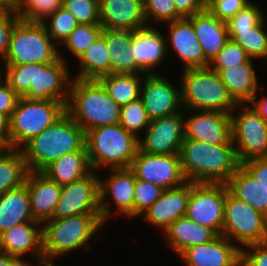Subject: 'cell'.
Returning a JSON list of instances; mask_svg holds the SVG:
<instances>
[{"label": "cell", "mask_w": 267, "mask_h": 266, "mask_svg": "<svg viewBox=\"0 0 267 266\" xmlns=\"http://www.w3.org/2000/svg\"><path fill=\"white\" fill-rule=\"evenodd\" d=\"M45 266H57V265H55L54 262H53V263H46Z\"/></svg>", "instance_id": "91938a15"}, {"label": "cell", "mask_w": 267, "mask_h": 266, "mask_svg": "<svg viewBox=\"0 0 267 266\" xmlns=\"http://www.w3.org/2000/svg\"><path fill=\"white\" fill-rule=\"evenodd\" d=\"M129 168L136 179L158 185L164 190L187 182L179 154H149L138 149Z\"/></svg>", "instance_id": "7c38bea8"}, {"label": "cell", "mask_w": 267, "mask_h": 266, "mask_svg": "<svg viewBox=\"0 0 267 266\" xmlns=\"http://www.w3.org/2000/svg\"><path fill=\"white\" fill-rule=\"evenodd\" d=\"M150 121L140 98L121 106L119 124L136 137H138L139 131L141 132L143 128H148Z\"/></svg>", "instance_id": "f35d334b"}, {"label": "cell", "mask_w": 267, "mask_h": 266, "mask_svg": "<svg viewBox=\"0 0 267 266\" xmlns=\"http://www.w3.org/2000/svg\"><path fill=\"white\" fill-rule=\"evenodd\" d=\"M250 2L248 0H206V8L219 20L227 22Z\"/></svg>", "instance_id": "7dc6e473"}, {"label": "cell", "mask_w": 267, "mask_h": 266, "mask_svg": "<svg viewBox=\"0 0 267 266\" xmlns=\"http://www.w3.org/2000/svg\"><path fill=\"white\" fill-rule=\"evenodd\" d=\"M165 39L161 32L152 27V24L132 31L129 50L131 57L144 74L155 73L152 68L163 62L168 49Z\"/></svg>", "instance_id": "cb8c5ba5"}, {"label": "cell", "mask_w": 267, "mask_h": 266, "mask_svg": "<svg viewBox=\"0 0 267 266\" xmlns=\"http://www.w3.org/2000/svg\"><path fill=\"white\" fill-rule=\"evenodd\" d=\"M177 12L189 17L206 9V0H173Z\"/></svg>", "instance_id": "f5cc1de1"}, {"label": "cell", "mask_w": 267, "mask_h": 266, "mask_svg": "<svg viewBox=\"0 0 267 266\" xmlns=\"http://www.w3.org/2000/svg\"><path fill=\"white\" fill-rule=\"evenodd\" d=\"M181 104L184 109L231 111L244 106L230 96L217 72L210 67L184 69L182 72Z\"/></svg>", "instance_id": "5b68a950"}, {"label": "cell", "mask_w": 267, "mask_h": 266, "mask_svg": "<svg viewBox=\"0 0 267 266\" xmlns=\"http://www.w3.org/2000/svg\"><path fill=\"white\" fill-rule=\"evenodd\" d=\"M228 187L224 183L190 182L186 216L222 235Z\"/></svg>", "instance_id": "30bf717a"}, {"label": "cell", "mask_w": 267, "mask_h": 266, "mask_svg": "<svg viewBox=\"0 0 267 266\" xmlns=\"http://www.w3.org/2000/svg\"><path fill=\"white\" fill-rule=\"evenodd\" d=\"M2 71H0V112L9 118L20 97L10 88L6 81H2Z\"/></svg>", "instance_id": "f907efd6"}, {"label": "cell", "mask_w": 267, "mask_h": 266, "mask_svg": "<svg viewBox=\"0 0 267 266\" xmlns=\"http://www.w3.org/2000/svg\"><path fill=\"white\" fill-rule=\"evenodd\" d=\"M87 151L63 155L48 165L42 173L60 186L80 180L92 172Z\"/></svg>", "instance_id": "4dcf8cb0"}, {"label": "cell", "mask_w": 267, "mask_h": 266, "mask_svg": "<svg viewBox=\"0 0 267 266\" xmlns=\"http://www.w3.org/2000/svg\"><path fill=\"white\" fill-rule=\"evenodd\" d=\"M231 133L240 164L267 158V122L252 107L244 106L237 116L231 113Z\"/></svg>", "instance_id": "8fae6325"}, {"label": "cell", "mask_w": 267, "mask_h": 266, "mask_svg": "<svg viewBox=\"0 0 267 266\" xmlns=\"http://www.w3.org/2000/svg\"><path fill=\"white\" fill-rule=\"evenodd\" d=\"M13 266H31L27 263H25V261L21 260V258H18L14 263Z\"/></svg>", "instance_id": "680465c9"}, {"label": "cell", "mask_w": 267, "mask_h": 266, "mask_svg": "<svg viewBox=\"0 0 267 266\" xmlns=\"http://www.w3.org/2000/svg\"><path fill=\"white\" fill-rule=\"evenodd\" d=\"M190 197V181L165 189L160 197L143 213L146 222L164 231L178 218L186 216Z\"/></svg>", "instance_id": "44dd1931"}, {"label": "cell", "mask_w": 267, "mask_h": 266, "mask_svg": "<svg viewBox=\"0 0 267 266\" xmlns=\"http://www.w3.org/2000/svg\"><path fill=\"white\" fill-rule=\"evenodd\" d=\"M28 172L21 149L3 147L0 150V195L22 186Z\"/></svg>", "instance_id": "836d02e7"}, {"label": "cell", "mask_w": 267, "mask_h": 266, "mask_svg": "<svg viewBox=\"0 0 267 266\" xmlns=\"http://www.w3.org/2000/svg\"><path fill=\"white\" fill-rule=\"evenodd\" d=\"M202 112V113H201ZM185 139H194L214 145L233 144L231 113L200 110L184 119Z\"/></svg>", "instance_id": "ac0fdd59"}, {"label": "cell", "mask_w": 267, "mask_h": 266, "mask_svg": "<svg viewBox=\"0 0 267 266\" xmlns=\"http://www.w3.org/2000/svg\"><path fill=\"white\" fill-rule=\"evenodd\" d=\"M101 214H80L50 219L42 225L43 256L46 263L85 246L102 227Z\"/></svg>", "instance_id": "8992f818"}, {"label": "cell", "mask_w": 267, "mask_h": 266, "mask_svg": "<svg viewBox=\"0 0 267 266\" xmlns=\"http://www.w3.org/2000/svg\"><path fill=\"white\" fill-rule=\"evenodd\" d=\"M251 58L247 52L233 39H229L223 49L210 62L211 69H223L244 63Z\"/></svg>", "instance_id": "ee69618b"}, {"label": "cell", "mask_w": 267, "mask_h": 266, "mask_svg": "<svg viewBox=\"0 0 267 266\" xmlns=\"http://www.w3.org/2000/svg\"><path fill=\"white\" fill-rule=\"evenodd\" d=\"M100 24H78L69 37L63 42L78 59L90 45L101 35Z\"/></svg>", "instance_id": "ab89813d"}, {"label": "cell", "mask_w": 267, "mask_h": 266, "mask_svg": "<svg viewBox=\"0 0 267 266\" xmlns=\"http://www.w3.org/2000/svg\"><path fill=\"white\" fill-rule=\"evenodd\" d=\"M21 151L28 171L42 172L63 155L87 151L85 131L65 113L53 125L26 142Z\"/></svg>", "instance_id": "7a4b0ae2"}, {"label": "cell", "mask_w": 267, "mask_h": 266, "mask_svg": "<svg viewBox=\"0 0 267 266\" xmlns=\"http://www.w3.org/2000/svg\"><path fill=\"white\" fill-rule=\"evenodd\" d=\"M112 174L106 180L99 181L100 210L102 222L105 223L110 217V203L107 201L108 194L117 205V212L128 218L133 217V202L135 189V175L130 168L111 169ZM107 201V202H105Z\"/></svg>", "instance_id": "e0dca14e"}, {"label": "cell", "mask_w": 267, "mask_h": 266, "mask_svg": "<svg viewBox=\"0 0 267 266\" xmlns=\"http://www.w3.org/2000/svg\"><path fill=\"white\" fill-rule=\"evenodd\" d=\"M49 18L51 20L49 21L51 22L50 24L46 21L43 22L48 35L52 40L55 39L57 41L58 46L63 45V42L78 25L75 17L61 6Z\"/></svg>", "instance_id": "60d3db41"}, {"label": "cell", "mask_w": 267, "mask_h": 266, "mask_svg": "<svg viewBox=\"0 0 267 266\" xmlns=\"http://www.w3.org/2000/svg\"><path fill=\"white\" fill-rule=\"evenodd\" d=\"M165 232L167 244L179 255L191 246L211 242L218 236L212 229L187 216L178 218Z\"/></svg>", "instance_id": "83f0119b"}, {"label": "cell", "mask_w": 267, "mask_h": 266, "mask_svg": "<svg viewBox=\"0 0 267 266\" xmlns=\"http://www.w3.org/2000/svg\"><path fill=\"white\" fill-rule=\"evenodd\" d=\"M101 36L105 39L111 59L112 73L143 74L131 57L132 31L103 29Z\"/></svg>", "instance_id": "f546056e"}, {"label": "cell", "mask_w": 267, "mask_h": 266, "mask_svg": "<svg viewBox=\"0 0 267 266\" xmlns=\"http://www.w3.org/2000/svg\"><path fill=\"white\" fill-rule=\"evenodd\" d=\"M80 73L75 79L98 80L111 74V59L105 39L100 35L77 59Z\"/></svg>", "instance_id": "d6a6232c"}, {"label": "cell", "mask_w": 267, "mask_h": 266, "mask_svg": "<svg viewBox=\"0 0 267 266\" xmlns=\"http://www.w3.org/2000/svg\"><path fill=\"white\" fill-rule=\"evenodd\" d=\"M38 225V226H37ZM42 225L39 222H26L14 225L0 234V252L21 258L28 252H33L40 266H45L43 256Z\"/></svg>", "instance_id": "7402d4cb"}, {"label": "cell", "mask_w": 267, "mask_h": 266, "mask_svg": "<svg viewBox=\"0 0 267 266\" xmlns=\"http://www.w3.org/2000/svg\"><path fill=\"white\" fill-rule=\"evenodd\" d=\"M37 222L30 209L27 185L6 191L0 195V234L14 225Z\"/></svg>", "instance_id": "f1b7e54d"}, {"label": "cell", "mask_w": 267, "mask_h": 266, "mask_svg": "<svg viewBox=\"0 0 267 266\" xmlns=\"http://www.w3.org/2000/svg\"><path fill=\"white\" fill-rule=\"evenodd\" d=\"M62 7L75 17L78 24H100L98 0H63Z\"/></svg>", "instance_id": "b9f144b4"}, {"label": "cell", "mask_w": 267, "mask_h": 266, "mask_svg": "<svg viewBox=\"0 0 267 266\" xmlns=\"http://www.w3.org/2000/svg\"><path fill=\"white\" fill-rule=\"evenodd\" d=\"M56 46L57 43L51 40L43 23H31L21 19L12 31L4 64H50L60 58Z\"/></svg>", "instance_id": "ba28073f"}, {"label": "cell", "mask_w": 267, "mask_h": 266, "mask_svg": "<svg viewBox=\"0 0 267 266\" xmlns=\"http://www.w3.org/2000/svg\"><path fill=\"white\" fill-rule=\"evenodd\" d=\"M25 184L30 198V209L35 221L44 223L52 219L62 186L50 180L42 172L29 171Z\"/></svg>", "instance_id": "603a6c76"}, {"label": "cell", "mask_w": 267, "mask_h": 266, "mask_svg": "<svg viewBox=\"0 0 267 266\" xmlns=\"http://www.w3.org/2000/svg\"><path fill=\"white\" fill-rule=\"evenodd\" d=\"M264 19L257 4L250 2L235 16L227 21L228 31H245L257 26Z\"/></svg>", "instance_id": "bcb514c9"}, {"label": "cell", "mask_w": 267, "mask_h": 266, "mask_svg": "<svg viewBox=\"0 0 267 266\" xmlns=\"http://www.w3.org/2000/svg\"><path fill=\"white\" fill-rule=\"evenodd\" d=\"M4 146L0 143V150L3 148Z\"/></svg>", "instance_id": "94428289"}, {"label": "cell", "mask_w": 267, "mask_h": 266, "mask_svg": "<svg viewBox=\"0 0 267 266\" xmlns=\"http://www.w3.org/2000/svg\"><path fill=\"white\" fill-rule=\"evenodd\" d=\"M184 114L157 118L150 121L144 138H139V150L149 154H179L185 139Z\"/></svg>", "instance_id": "5bb4252c"}, {"label": "cell", "mask_w": 267, "mask_h": 266, "mask_svg": "<svg viewBox=\"0 0 267 266\" xmlns=\"http://www.w3.org/2000/svg\"><path fill=\"white\" fill-rule=\"evenodd\" d=\"M242 165L255 177L267 192V158L250 159Z\"/></svg>", "instance_id": "816d5d0a"}, {"label": "cell", "mask_w": 267, "mask_h": 266, "mask_svg": "<svg viewBox=\"0 0 267 266\" xmlns=\"http://www.w3.org/2000/svg\"><path fill=\"white\" fill-rule=\"evenodd\" d=\"M226 185L233 196L267 216V192L242 164Z\"/></svg>", "instance_id": "1f68e13d"}, {"label": "cell", "mask_w": 267, "mask_h": 266, "mask_svg": "<svg viewBox=\"0 0 267 266\" xmlns=\"http://www.w3.org/2000/svg\"><path fill=\"white\" fill-rule=\"evenodd\" d=\"M252 60L251 58L249 61L228 68L212 69L217 72L237 104L250 102L257 93L258 79Z\"/></svg>", "instance_id": "4316f807"}, {"label": "cell", "mask_w": 267, "mask_h": 266, "mask_svg": "<svg viewBox=\"0 0 267 266\" xmlns=\"http://www.w3.org/2000/svg\"><path fill=\"white\" fill-rule=\"evenodd\" d=\"M265 18L255 27L245 31H228L229 38L237 42L250 58H265L267 55V33Z\"/></svg>", "instance_id": "d590c367"}, {"label": "cell", "mask_w": 267, "mask_h": 266, "mask_svg": "<svg viewBox=\"0 0 267 266\" xmlns=\"http://www.w3.org/2000/svg\"><path fill=\"white\" fill-rule=\"evenodd\" d=\"M19 0H0V9L16 10Z\"/></svg>", "instance_id": "6f0895ef"}, {"label": "cell", "mask_w": 267, "mask_h": 266, "mask_svg": "<svg viewBox=\"0 0 267 266\" xmlns=\"http://www.w3.org/2000/svg\"><path fill=\"white\" fill-rule=\"evenodd\" d=\"M4 81L20 97L23 98L30 87H34L35 63L22 65H5Z\"/></svg>", "instance_id": "74e56055"}, {"label": "cell", "mask_w": 267, "mask_h": 266, "mask_svg": "<svg viewBox=\"0 0 267 266\" xmlns=\"http://www.w3.org/2000/svg\"><path fill=\"white\" fill-rule=\"evenodd\" d=\"M167 24L171 45L182 62L183 70L209 67L210 63L198 42L192 22L183 17Z\"/></svg>", "instance_id": "d4e9b609"}, {"label": "cell", "mask_w": 267, "mask_h": 266, "mask_svg": "<svg viewBox=\"0 0 267 266\" xmlns=\"http://www.w3.org/2000/svg\"><path fill=\"white\" fill-rule=\"evenodd\" d=\"M244 247L248 249L241 248L240 264L242 266H267V241L249 244Z\"/></svg>", "instance_id": "681fc988"}, {"label": "cell", "mask_w": 267, "mask_h": 266, "mask_svg": "<svg viewBox=\"0 0 267 266\" xmlns=\"http://www.w3.org/2000/svg\"><path fill=\"white\" fill-rule=\"evenodd\" d=\"M138 140V137L120 124L87 131L85 146L92 170L105 166H110L111 169L129 168L139 149Z\"/></svg>", "instance_id": "277c9868"}, {"label": "cell", "mask_w": 267, "mask_h": 266, "mask_svg": "<svg viewBox=\"0 0 267 266\" xmlns=\"http://www.w3.org/2000/svg\"><path fill=\"white\" fill-rule=\"evenodd\" d=\"M65 113L66 105L60 101L19 98L9 117L8 147L19 149Z\"/></svg>", "instance_id": "52a82bcc"}, {"label": "cell", "mask_w": 267, "mask_h": 266, "mask_svg": "<svg viewBox=\"0 0 267 266\" xmlns=\"http://www.w3.org/2000/svg\"><path fill=\"white\" fill-rule=\"evenodd\" d=\"M187 18L192 22L198 42L210 63L230 39L227 22L219 20L207 8Z\"/></svg>", "instance_id": "484cf974"}, {"label": "cell", "mask_w": 267, "mask_h": 266, "mask_svg": "<svg viewBox=\"0 0 267 266\" xmlns=\"http://www.w3.org/2000/svg\"><path fill=\"white\" fill-rule=\"evenodd\" d=\"M63 0H19L16 12L22 20L43 23L62 6ZM46 18V19H45Z\"/></svg>", "instance_id": "8d00e7d4"}, {"label": "cell", "mask_w": 267, "mask_h": 266, "mask_svg": "<svg viewBox=\"0 0 267 266\" xmlns=\"http://www.w3.org/2000/svg\"><path fill=\"white\" fill-rule=\"evenodd\" d=\"M9 137V118L0 112V143L4 147H8Z\"/></svg>", "instance_id": "11a10c76"}, {"label": "cell", "mask_w": 267, "mask_h": 266, "mask_svg": "<svg viewBox=\"0 0 267 266\" xmlns=\"http://www.w3.org/2000/svg\"><path fill=\"white\" fill-rule=\"evenodd\" d=\"M59 57L57 61L50 64L35 63L34 87H30L23 98L56 100L67 104L73 79H71L72 76L70 77L69 67L66 66L67 62L61 54Z\"/></svg>", "instance_id": "9a60e30c"}, {"label": "cell", "mask_w": 267, "mask_h": 266, "mask_svg": "<svg viewBox=\"0 0 267 266\" xmlns=\"http://www.w3.org/2000/svg\"><path fill=\"white\" fill-rule=\"evenodd\" d=\"M121 106L98 80L74 79L70 85L66 113L85 131L119 124Z\"/></svg>", "instance_id": "3957f363"}, {"label": "cell", "mask_w": 267, "mask_h": 266, "mask_svg": "<svg viewBox=\"0 0 267 266\" xmlns=\"http://www.w3.org/2000/svg\"><path fill=\"white\" fill-rule=\"evenodd\" d=\"M103 29L136 31L149 25L144 0L98 1Z\"/></svg>", "instance_id": "ffe728a7"}, {"label": "cell", "mask_w": 267, "mask_h": 266, "mask_svg": "<svg viewBox=\"0 0 267 266\" xmlns=\"http://www.w3.org/2000/svg\"><path fill=\"white\" fill-rule=\"evenodd\" d=\"M250 103L256 113L267 122V97L262 95L261 99H257V95L255 94Z\"/></svg>", "instance_id": "db71d44e"}, {"label": "cell", "mask_w": 267, "mask_h": 266, "mask_svg": "<svg viewBox=\"0 0 267 266\" xmlns=\"http://www.w3.org/2000/svg\"><path fill=\"white\" fill-rule=\"evenodd\" d=\"M17 257L0 252V266H13Z\"/></svg>", "instance_id": "9f6ffc18"}, {"label": "cell", "mask_w": 267, "mask_h": 266, "mask_svg": "<svg viewBox=\"0 0 267 266\" xmlns=\"http://www.w3.org/2000/svg\"><path fill=\"white\" fill-rule=\"evenodd\" d=\"M92 171L86 177L62 186L60 199L52 219H63L80 214H101L99 181Z\"/></svg>", "instance_id": "4fadbf2b"}, {"label": "cell", "mask_w": 267, "mask_h": 266, "mask_svg": "<svg viewBox=\"0 0 267 266\" xmlns=\"http://www.w3.org/2000/svg\"><path fill=\"white\" fill-rule=\"evenodd\" d=\"M145 76V77H144ZM140 99L150 120L174 115L181 104V90L156 73L144 74Z\"/></svg>", "instance_id": "2e32d148"}, {"label": "cell", "mask_w": 267, "mask_h": 266, "mask_svg": "<svg viewBox=\"0 0 267 266\" xmlns=\"http://www.w3.org/2000/svg\"><path fill=\"white\" fill-rule=\"evenodd\" d=\"M163 190L158 185L135 178L133 217L144 213L160 197Z\"/></svg>", "instance_id": "7bdbcfd3"}, {"label": "cell", "mask_w": 267, "mask_h": 266, "mask_svg": "<svg viewBox=\"0 0 267 266\" xmlns=\"http://www.w3.org/2000/svg\"><path fill=\"white\" fill-rule=\"evenodd\" d=\"M183 173L190 182L226 184L241 165L234 144H210L184 139L179 152Z\"/></svg>", "instance_id": "6da1fadb"}, {"label": "cell", "mask_w": 267, "mask_h": 266, "mask_svg": "<svg viewBox=\"0 0 267 266\" xmlns=\"http://www.w3.org/2000/svg\"><path fill=\"white\" fill-rule=\"evenodd\" d=\"M21 20L16 10L0 9V56L4 59L15 25Z\"/></svg>", "instance_id": "c3c4849f"}, {"label": "cell", "mask_w": 267, "mask_h": 266, "mask_svg": "<svg viewBox=\"0 0 267 266\" xmlns=\"http://www.w3.org/2000/svg\"><path fill=\"white\" fill-rule=\"evenodd\" d=\"M223 235L211 242L191 246L179 256L186 266H239L241 248Z\"/></svg>", "instance_id": "d6986e66"}, {"label": "cell", "mask_w": 267, "mask_h": 266, "mask_svg": "<svg viewBox=\"0 0 267 266\" xmlns=\"http://www.w3.org/2000/svg\"><path fill=\"white\" fill-rule=\"evenodd\" d=\"M144 10L147 23L153 19L155 22H171L183 18L176 10L173 0H144Z\"/></svg>", "instance_id": "f6af8a7d"}, {"label": "cell", "mask_w": 267, "mask_h": 266, "mask_svg": "<svg viewBox=\"0 0 267 266\" xmlns=\"http://www.w3.org/2000/svg\"><path fill=\"white\" fill-rule=\"evenodd\" d=\"M140 74L112 73L100 77L98 81L107 94L120 106L126 105L140 98ZM141 78V79H140Z\"/></svg>", "instance_id": "e575fe53"}, {"label": "cell", "mask_w": 267, "mask_h": 266, "mask_svg": "<svg viewBox=\"0 0 267 266\" xmlns=\"http://www.w3.org/2000/svg\"><path fill=\"white\" fill-rule=\"evenodd\" d=\"M222 235L246 246L267 241V216L239 200L229 191L224 205Z\"/></svg>", "instance_id": "9c48e42d"}]
</instances>
